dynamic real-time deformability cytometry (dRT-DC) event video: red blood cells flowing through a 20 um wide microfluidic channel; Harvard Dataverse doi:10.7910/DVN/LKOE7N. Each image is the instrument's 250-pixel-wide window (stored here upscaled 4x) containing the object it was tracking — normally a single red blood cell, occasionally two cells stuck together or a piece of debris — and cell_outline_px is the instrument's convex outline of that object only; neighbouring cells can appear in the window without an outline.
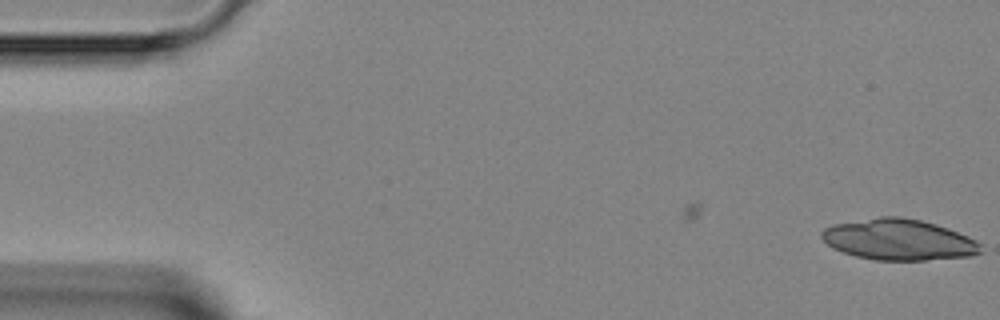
{"species": "Egyptian fruit bat (a non-hibernating species)", "species_latin": "Rousettus aegyptiacus", "temperature_condition": "room temperature", "stored_images_in_passage": 6, "camera_frame_rate_fps": 3000, "um_per_image_px": 0.085, "animal": {"sex": "female"}, "frame": {"image": 1, "passage_image": 6, "time_ms": 1.667, "image_size_px": [1000, 320], "cell_outline_px": [[984, 252], [972, 256], [924, 260], [876, 260], [856, 256], [832, 248], [820, 236], [820, 232], [824, 228], [832, 224], [880, 216], [900, 216], [920, 220], [936, 224], [948, 228], [968, 236], [976, 240], [980, 244]], "centroid_in_image_um": [76.4, 20.36], "position_along_channel_um": 8.6, "area_um2": 38.21}}